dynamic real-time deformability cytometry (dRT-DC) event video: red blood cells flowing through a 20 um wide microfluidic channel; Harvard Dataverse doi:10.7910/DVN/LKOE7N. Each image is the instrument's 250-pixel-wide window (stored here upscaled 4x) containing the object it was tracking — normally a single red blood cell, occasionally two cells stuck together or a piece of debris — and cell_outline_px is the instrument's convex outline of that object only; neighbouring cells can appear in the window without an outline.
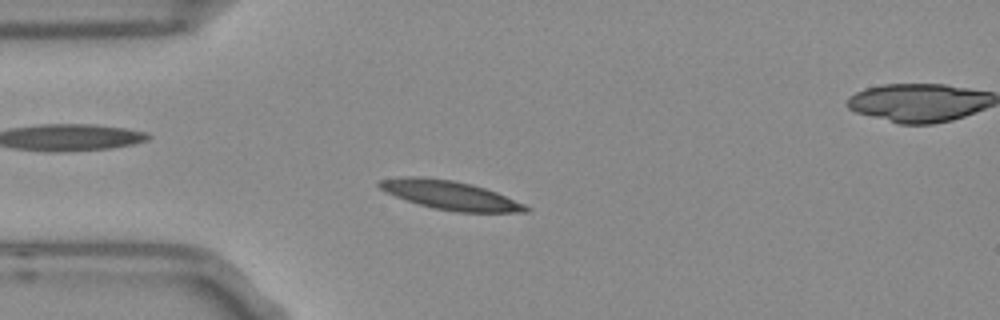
{"species": "Egyptian fruit bat (a non-hibernating species)", "species_latin": "Rousettus aegyptiacus", "temperature_condition": "room temperature", "stored_images_in_passage": 53, "camera_frame_rate_fps": 3000, "um_per_image_px": 0.085, "frame": {"image": 1, "passage_image": 12, "time_ms": 3.667, "image_size_px": [1000, 320], "cell_outline_px": [[532, 208], [528, 212], [456, 212], [432, 208], [396, 196], [380, 188], [376, 184], [380, 180], [404, 176], [420, 176], [452, 180], [472, 184], [496, 192], [524, 204]], "centroid_in_image_um": [38.28, 16.59], "position_along_channel_um": 46.7, "area_um2": 24.39}}
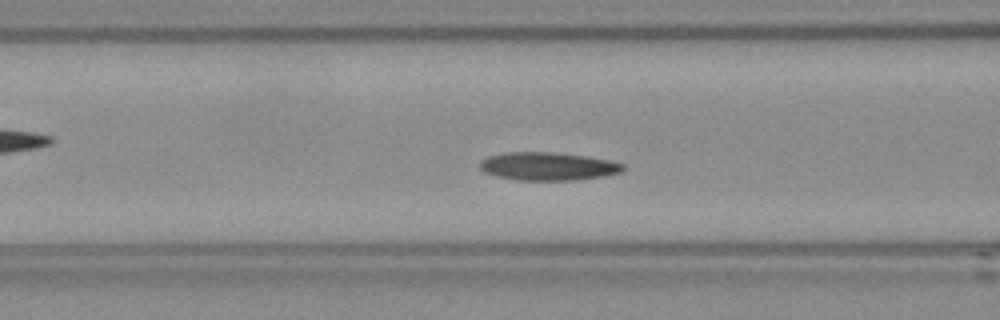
{"frame": {"image": 2, "passage_image": 19, "time_ms": 6.0, "image_size_px": [1000, 320], "cell_outline_px": [[624, 168], [620, 172], [604, 176], [576, 180], [516, 180], [496, 176], [484, 172], [480, 168], [480, 160], [488, 156], [504, 152], [552, 152], [584, 156], [608, 160], [624, 164]], "centroid_in_image_um": [46.53, 14.14], "position_along_channel_um": 120.1, "area_um2": 23.41}}
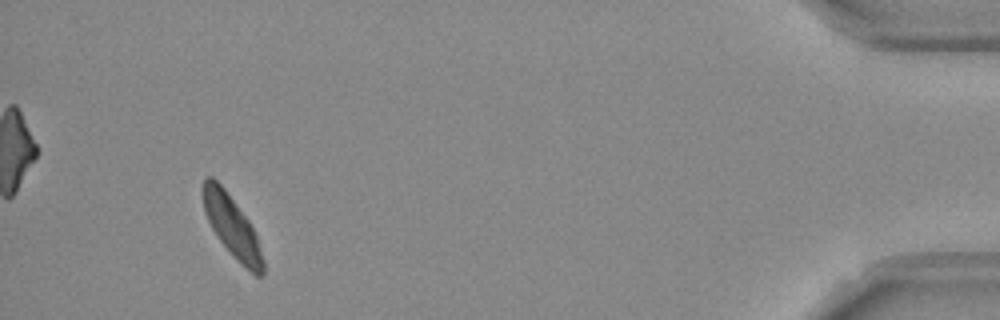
{"frame": {"image": 3, "passage_image": 49, "time_ms": 16.0, "image_size_px": [1000, 320], "cell_outline_px": [[264, 276], [256, 276], [232, 256], [220, 240], [212, 228], [204, 212], [204, 176], [212, 176], [224, 188], [248, 220], [256, 236], [264, 260]], "centroid_in_image_um": [19.74, 19.28], "position_along_channel_um": 415.5, "area_um2": 20.98}, "authors_computed_cell_mechanics": {"area_um2": 22.8888, "velocity_mm_per_s": 3.6899, "shape_relaxation_time_tau1_ms": 4.0663, "shape_relaxation_time_tau2_ms": 2.6054, "deformation_change_tau1": 0.112, "deformation_change_tau2": 0.0877}}